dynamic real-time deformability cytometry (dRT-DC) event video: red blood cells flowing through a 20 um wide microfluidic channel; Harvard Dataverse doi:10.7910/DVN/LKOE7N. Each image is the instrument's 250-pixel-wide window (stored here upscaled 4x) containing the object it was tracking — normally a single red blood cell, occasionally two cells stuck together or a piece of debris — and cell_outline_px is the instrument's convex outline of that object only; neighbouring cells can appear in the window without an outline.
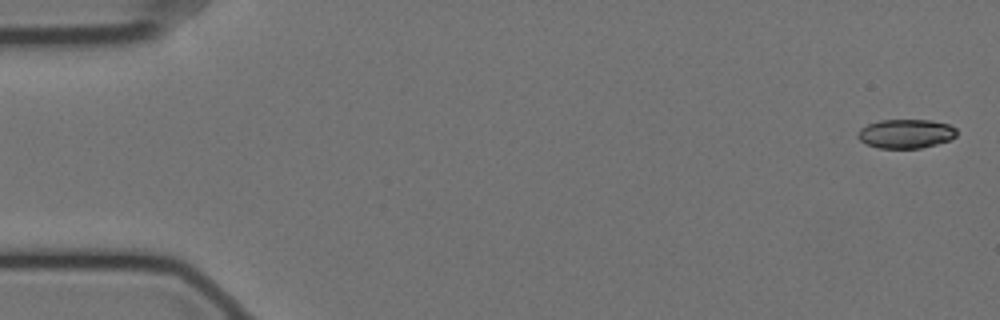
{"species": "Egyptian fruit bat (a non-hibernating species)", "species_latin": "Rousettus aegyptiacus", "temperature_condition": "cold", "stored_images_in_passage": 8, "camera_frame_rate_fps": 3000, "um_per_image_px": 0.085, "animal": {"sex": "female"}, "frame": {"image": 1, "passage_image": 1, "time_ms": 0.0, "image_size_px": [1000, 320], "cell_outline_px": [[956, 136], [948, 140], [936, 144], [920, 148], [880, 148], [868, 144], [860, 140], [856, 136], [860, 128], [868, 124], [880, 120], [932, 120], [948, 124], [956, 128]], "centroid_in_image_um": [76.99, 11.35], "position_along_channel_um": 8.0, "area_um2": 16.65}}